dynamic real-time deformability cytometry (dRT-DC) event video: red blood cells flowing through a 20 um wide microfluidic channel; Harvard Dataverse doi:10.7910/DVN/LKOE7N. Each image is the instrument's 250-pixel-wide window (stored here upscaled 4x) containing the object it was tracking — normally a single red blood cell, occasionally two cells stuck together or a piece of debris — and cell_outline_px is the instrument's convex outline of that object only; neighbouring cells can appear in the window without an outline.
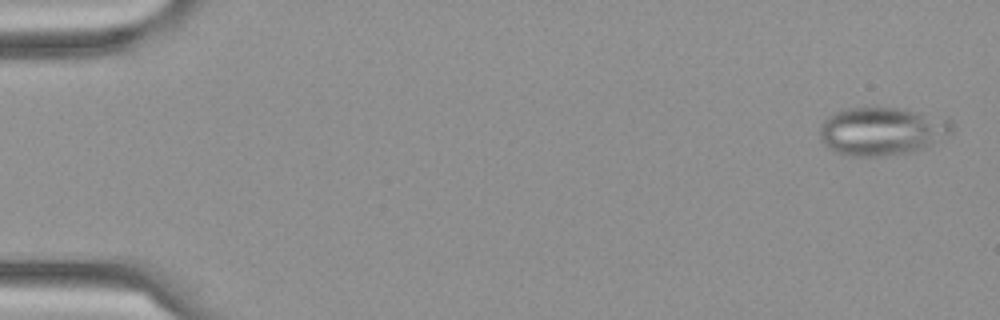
{"species": "Egyptian fruit bat (a non-hibernating species)", "species_latin": "Rousettus aegyptiacus", "temperature_condition": "cold", "stored_images_in_passage": 5, "camera_frame_rate_fps": 3000, "um_per_image_px": 0.085, "frame": {"image": 1, "passage_image": 1, "time_ms": 0.0, "image_size_px": [1000, 320], "cell_outline_px": [[952, 128], [948, 132], [932, 144], [924, 148], [912, 152], [880, 156], [852, 156], [836, 152], [828, 148], [820, 140], [820, 124], [828, 116], [844, 108], [904, 108], [948, 116], [952, 120]], "centroid_in_image_um": [74.97, 11.13], "position_along_channel_um": 10.0, "area_um2": 37.4}}